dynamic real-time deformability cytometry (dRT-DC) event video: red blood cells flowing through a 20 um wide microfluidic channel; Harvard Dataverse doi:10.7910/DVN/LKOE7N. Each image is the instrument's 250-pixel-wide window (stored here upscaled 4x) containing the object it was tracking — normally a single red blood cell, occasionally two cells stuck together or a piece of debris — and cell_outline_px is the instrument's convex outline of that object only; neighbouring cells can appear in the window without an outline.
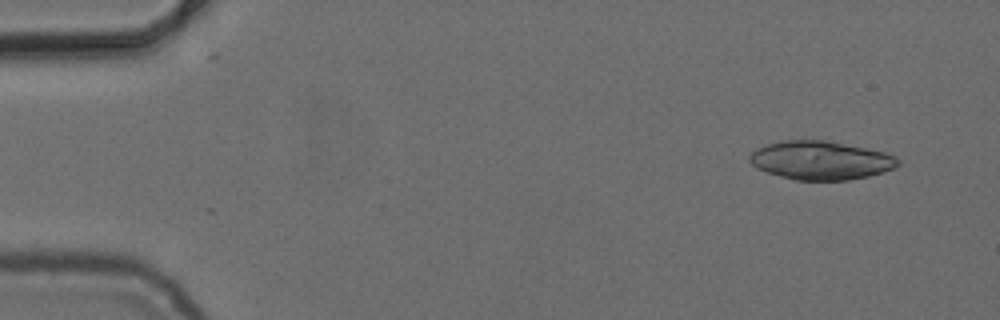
{"species": "common noctule bat (a hibernating species)", "species_latin": "Nyctalus noctula", "temperature_condition": "cold", "stored_images_in_passage": 4, "camera_frame_rate_fps": 3000, "um_per_image_px": 0.085, "animal": {"sex": "female", "body_mass_g": 24.6, "forearm_length_mm": 56.2}, "frame": {"image": 1, "passage_image": 1, "time_ms": 0.0, "image_size_px": [1000, 320], "cell_outline_px": [[900, 164], [896, 168], [884, 172], [868, 176], [848, 180], [796, 180], [768, 172], [756, 168], [748, 160], [748, 156], [756, 148], [768, 144], [784, 140], [824, 140], [884, 152], [896, 156], [900, 160]], "centroid_in_image_um": [69.77, 13.63], "position_along_channel_um": 15.2, "area_um2": 33.29}}